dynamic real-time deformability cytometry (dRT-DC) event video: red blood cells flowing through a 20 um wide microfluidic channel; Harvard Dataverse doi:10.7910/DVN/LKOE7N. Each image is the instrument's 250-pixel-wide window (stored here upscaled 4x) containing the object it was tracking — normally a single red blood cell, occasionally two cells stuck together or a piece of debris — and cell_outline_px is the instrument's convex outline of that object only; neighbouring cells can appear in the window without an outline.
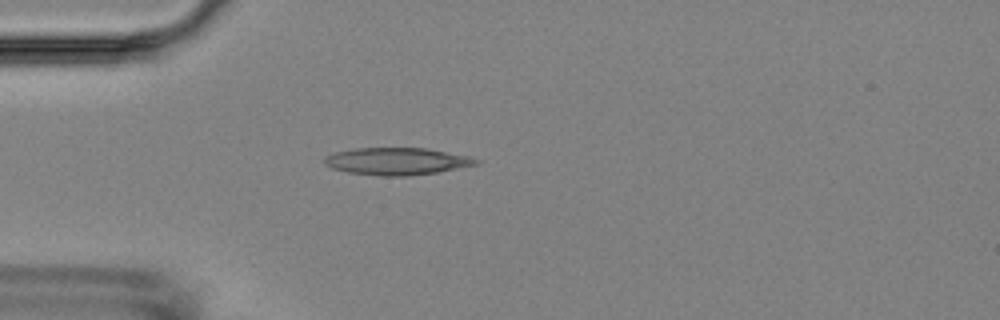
{"species": "Egyptian fruit bat (a non-hibernating species)", "species_latin": "Rousettus aegyptiacus", "temperature_condition": "room temperature", "stored_images_in_passage": 3, "camera_frame_rate_fps": 3000, "um_per_image_px": 0.085, "animal": {"sex": "female"}, "frame": {"image": 1, "passage_image": 1, "time_ms": 0.0, "image_size_px": [1000, 320], "cell_outline_px": [[480, 164], [436, 172], [408, 176], [380, 176], [348, 172], [332, 168], [324, 164], [324, 156], [336, 152], [356, 148], [428, 148], [468, 156], [480, 160]], "centroid_in_image_um": [33.73, 13.71], "position_along_channel_um": 51.3, "area_um2": 24.04}}